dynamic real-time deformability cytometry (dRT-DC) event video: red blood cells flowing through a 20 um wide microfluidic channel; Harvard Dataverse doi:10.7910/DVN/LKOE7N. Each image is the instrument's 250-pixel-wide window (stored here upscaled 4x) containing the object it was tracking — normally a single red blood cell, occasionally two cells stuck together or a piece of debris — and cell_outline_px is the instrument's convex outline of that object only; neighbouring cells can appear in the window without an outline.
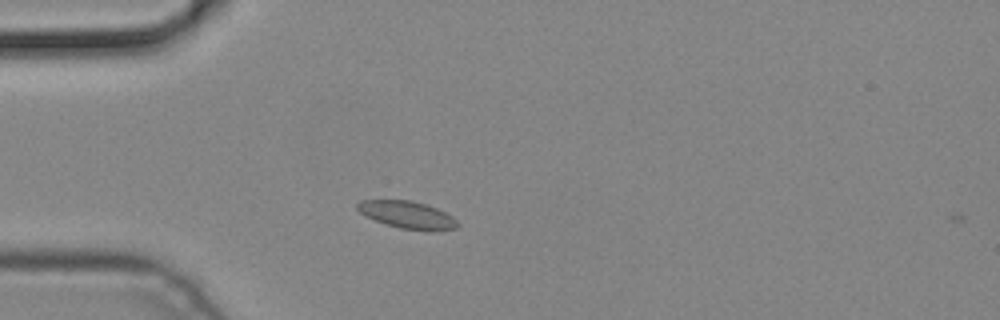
{"species": "common noctule bat (a hibernating species)", "species_latin": "Nyctalus noctula", "temperature_condition": "cold", "stored_images_in_passage": 1, "camera_frame_rate_fps": 3000, "um_per_image_px": 0.085, "animal": {"sex": "male", "body_mass_g": 19.2, "forearm_length_mm": 51.8}, "frame": {"image": 1, "passage_image": 1, "time_ms": 0.0, "image_size_px": [1000, 320], "cell_outline_px": [[460, 224], [456, 228], [432, 232], [400, 228], [384, 224], [364, 216], [356, 208], [356, 204], [360, 200], [412, 200], [436, 208], [452, 216]], "centroid_in_image_um": [34.61, 18.27], "position_along_channel_um": 50.4, "area_um2": 16.18}}